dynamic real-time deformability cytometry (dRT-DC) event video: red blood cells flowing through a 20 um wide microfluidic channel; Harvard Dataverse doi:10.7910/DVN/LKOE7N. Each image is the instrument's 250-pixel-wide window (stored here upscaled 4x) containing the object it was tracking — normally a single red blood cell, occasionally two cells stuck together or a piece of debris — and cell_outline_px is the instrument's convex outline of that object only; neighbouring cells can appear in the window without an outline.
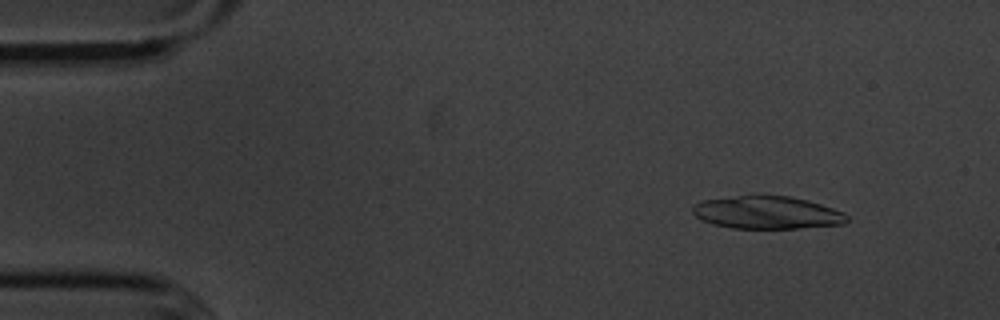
{"species": "common noctule bat (a hibernating species)", "species_latin": "Nyctalus noctula", "temperature_condition": "cold", "stored_images_in_passage": 17, "camera_frame_rate_fps": 3000, "um_per_image_px": 0.085, "animal": {"sex": "male", "body_mass_g": 20.1, "forearm_length_mm": 53.5}, "frame": {"image": 1, "passage_image": 6, "time_ms": 1.667, "image_size_px": [1000, 320], "cell_outline_px": [[848, 220], [844, 224], [796, 228], [732, 228], [712, 224], [700, 220], [692, 212], [692, 208], [696, 204], [704, 200], [752, 192], [760, 192], [788, 196], [808, 200], [844, 212], [848, 216]], "centroid_in_image_um": [65.16, 18.02], "position_along_channel_um": 19.8, "area_um2": 30.29}}